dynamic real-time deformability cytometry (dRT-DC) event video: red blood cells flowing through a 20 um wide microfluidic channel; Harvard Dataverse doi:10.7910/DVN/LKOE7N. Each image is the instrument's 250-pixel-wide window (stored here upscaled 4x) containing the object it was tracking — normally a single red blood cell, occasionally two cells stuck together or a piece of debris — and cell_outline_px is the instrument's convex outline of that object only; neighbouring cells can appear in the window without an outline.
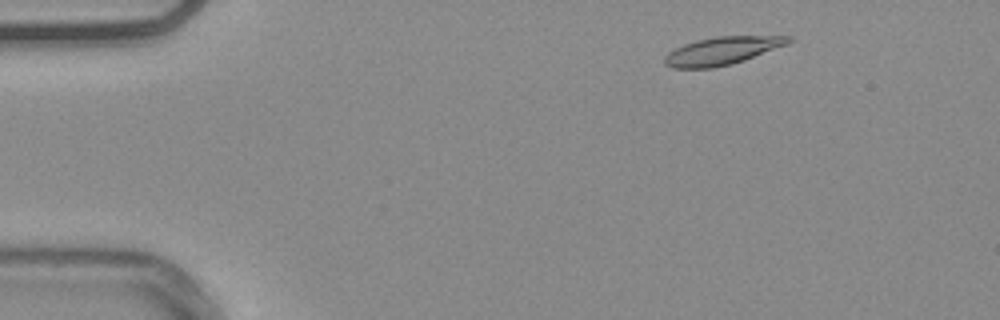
{"species": "common noctule bat (a hibernating species)", "species_latin": "Nyctalus noctula", "temperature_condition": "warm", "stored_images_in_passage": 51, "camera_frame_rate_fps": 3000, "um_per_image_px": 0.085, "animal": {"sex": "male", "body_mass_g": 20.4}, "frame": {"image": 1, "passage_image": 4, "time_ms": 1.0, "image_size_px": [1000, 320], "cell_outline_px": [[796, 40], [788, 44], [744, 60], [732, 64], [712, 68], [672, 68], [664, 64], [664, 56], [668, 52], [684, 44], [696, 40], [716, 36], [792, 36]], "centroid_in_image_um": [61.39, 4.31], "position_along_channel_um": 23.6, "area_um2": 20.23}}
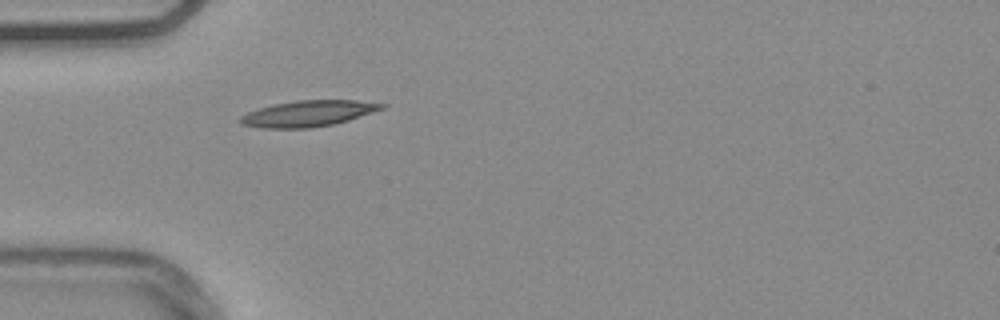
{"frame": {"image": 2, "passage_image": 13, "time_ms": 4.0, "image_size_px": [1000, 320], "cell_outline_px": [[388, 104], [384, 108], [348, 120], [332, 124], [308, 128], [260, 128], [240, 124], [236, 120], [240, 116], [248, 112], [260, 108], [276, 104], [296, 100], [356, 100]], "centroid_in_image_um": [26.15, 9.65], "position_along_channel_um": 58.8, "area_um2": 21.33}}
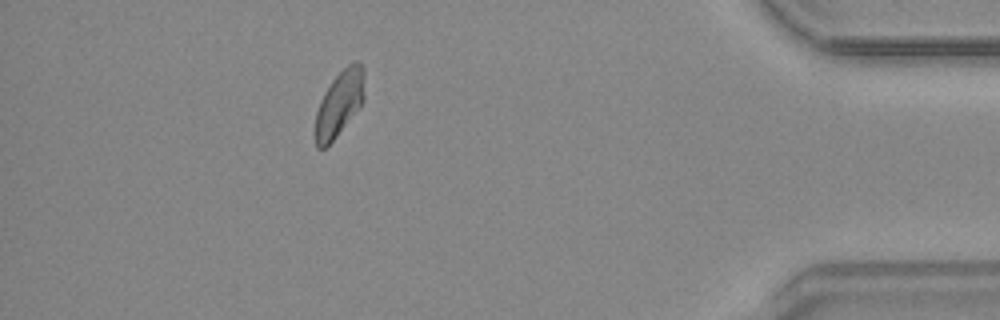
{"frame": {"image": 3, "passage_image": 45, "time_ms": 14.667, "image_size_px": [1000, 320], "cell_outline_px": [[364, 100], [360, 108], [336, 136], [324, 148], [316, 148], [316, 112], [320, 100], [324, 92], [332, 80], [352, 60], [360, 60], [364, 68]], "centroid_in_image_um": [28.88, 8.74], "position_along_channel_um": 406.3, "area_um2": 18.79}}